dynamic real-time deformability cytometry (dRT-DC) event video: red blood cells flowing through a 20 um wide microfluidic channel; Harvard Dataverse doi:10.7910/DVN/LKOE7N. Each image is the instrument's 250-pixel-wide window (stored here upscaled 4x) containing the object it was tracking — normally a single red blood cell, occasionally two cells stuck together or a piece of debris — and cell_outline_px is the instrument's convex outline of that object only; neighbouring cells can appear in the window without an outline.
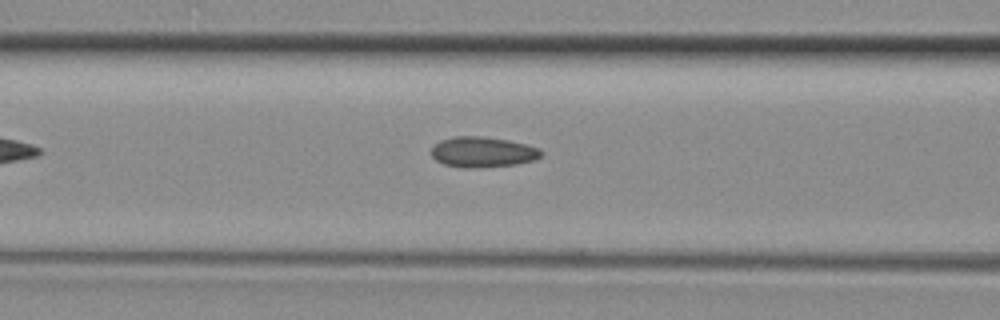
{"species": "common noctule bat (a hibernating species)", "species_latin": "Nyctalus noctula", "temperature_condition": "room temperature", "stored_images_in_passage": 24, "camera_frame_rate_fps": 3000, "um_per_image_px": 0.085, "animal": {"sex": "female", "body_mass_g": 29.2, "forearm_length_mm": 56.3}, "frame": {"image": 1, "passage_image": 6, "time_ms": 1.667, "image_size_px": [1000, 320], "cell_outline_px": [[544, 152], [540, 156], [532, 160], [516, 164], [472, 168], [464, 168], [444, 164], [436, 160], [432, 156], [432, 144], [440, 140], [456, 136], [480, 136], [508, 140], [528, 144], [540, 148]], "centroid_in_image_um": [41.02, 12.91], "position_along_channel_um": 125.6, "area_um2": 19.54}}
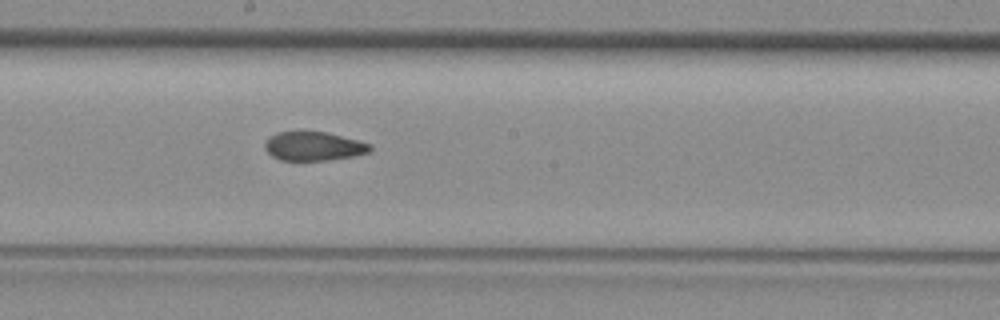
{"frame": {"image": 2, "passage_image": 12, "time_ms": 3.667, "image_size_px": [1000, 320], "cell_outline_px": [[372, 148], [368, 152], [352, 156], [324, 160], [280, 160], [272, 156], [264, 148], [264, 144], [268, 136], [276, 132], [328, 132], [372, 144]], "centroid_in_image_um": [26.63, 12.42], "position_along_channel_um": 221.6, "area_um2": 17.63}}
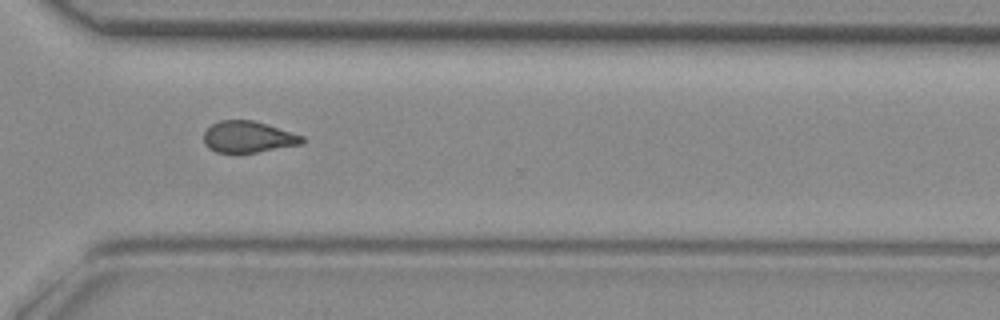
{"frame": {"image": 3, "passage_image": 20, "time_ms": 6.333, "image_size_px": [1000, 320], "cell_outline_px": [[304, 140], [300, 144], [256, 152], [216, 152], [208, 148], [204, 144], [204, 132], [212, 124], [220, 120], [252, 120], [304, 136]], "centroid_in_image_um": [21.05, 11.63], "position_along_channel_um": 349.6, "area_um2": 17.69}}